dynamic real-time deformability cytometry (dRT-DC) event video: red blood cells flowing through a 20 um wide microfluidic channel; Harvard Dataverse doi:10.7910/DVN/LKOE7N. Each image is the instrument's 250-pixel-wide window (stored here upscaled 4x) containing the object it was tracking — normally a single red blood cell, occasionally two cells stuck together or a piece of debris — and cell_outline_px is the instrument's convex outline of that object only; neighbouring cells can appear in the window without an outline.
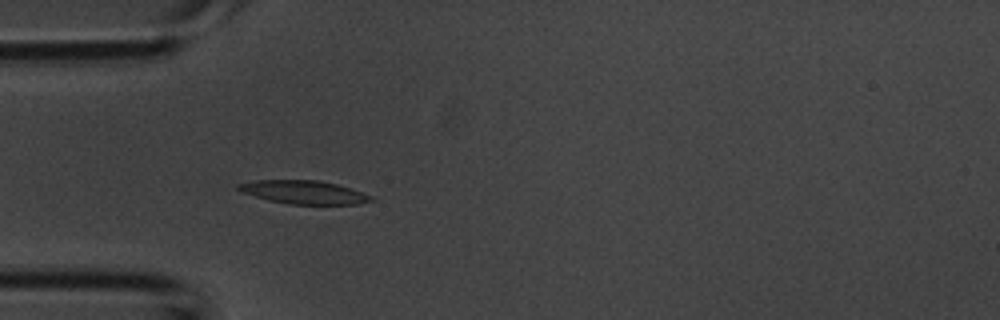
{"species": "common noctule bat (a hibernating species)", "species_latin": "Nyctalus noctula", "temperature_condition": "room temperature", "stored_images_in_passage": 40, "camera_frame_rate_fps": 3000, "um_per_image_px": 0.085, "animal": {"sex": "male", "body_mass_g": 20.1, "forearm_length_mm": 53.5}, "frame": {"image": 1, "passage_image": 10, "time_ms": 3.0, "image_size_px": [1000, 320], "cell_outline_px": [[376, 200], [356, 204], [288, 204], [268, 200], [240, 192], [236, 188], [236, 184], [252, 180], [316, 180], [336, 184], [352, 188], [372, 196]], "centroid_in_image_um": [25.79, 16.33], "position_along_channel_um": 59.2, "area_um2": 18.21}}
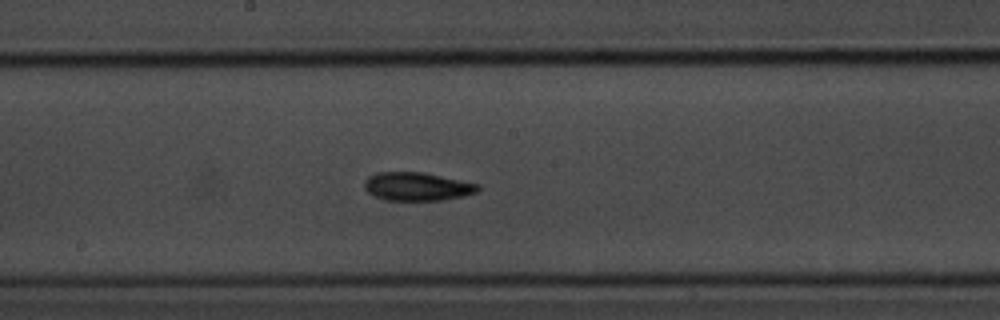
{"frame": {"image": 2, "passage_image": 20, "time_ms": 6.333, "image_size_px": [1000, 320], "cell_outline_px": [[480, 188], [476, 192], [464, 196], [444, 200], [384, 200], [368, 192], [364, 188], [364, 180], [368, 176], [376, 172], [424, 172], [480, 184]], "centroid_in_image_um": [35.45, 15.85], "position_along_channel_um": 212.7, "area_um2": 18.9}}
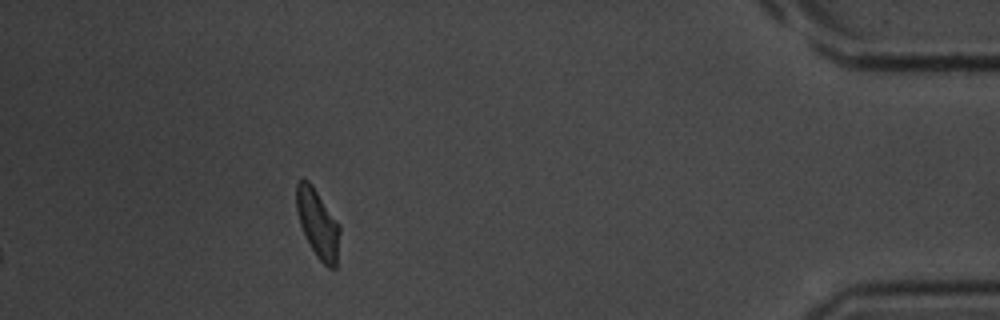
{"frame": {"image": 3, "passage_image": 36, "time_ms": 11.667, "image_size_px": [1000, 320], "cell_outline_px": [[340, 232], [336, 268], [328, 268], [316, 256], [300, 224], [296, 212], [296, 184], [300, 180], [308, 180], [312, 184], [340, 224]], "centroid_in_image_um": [27.02, 18.99], "position_along_channel_um": 408.2, "area_um2": 17.28}}